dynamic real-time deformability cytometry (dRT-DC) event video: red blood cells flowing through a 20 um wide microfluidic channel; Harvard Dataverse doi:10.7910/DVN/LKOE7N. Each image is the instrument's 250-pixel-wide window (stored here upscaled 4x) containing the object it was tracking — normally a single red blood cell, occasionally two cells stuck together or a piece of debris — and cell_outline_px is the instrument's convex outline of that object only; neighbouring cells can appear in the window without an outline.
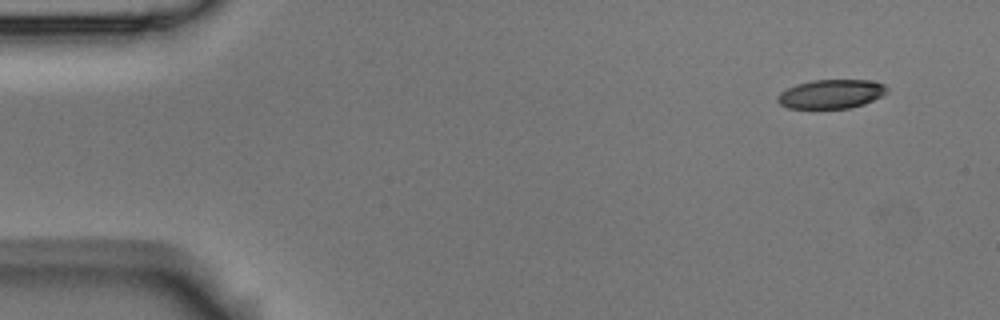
{"species": "Egyptian fruit bat (a non-hibernating species)", "species_latin": "Rousettus aegyptiacus", "temperature_condition": "room temperature", "stored_images_in_passage": 5, "camera_frame_rate_fps": 3000, "um_per_image_px": 0.085, "animal": {"sex": "male"}, "frame": {"image": 1, "passage_image": 1, "time_ms": 0.0, "image_size_px": [1000, 320], "cell_outline_px": [[888, 92], [884, 96], [864, 104], [848, 108], [788, 108], [780, 104], [776, 100], [776, 96], [780, 92], [796, 84], [812, 80], [868, 80], [884, 84], [888, 88]], "centroid_in_image_um": [70.66, 7.99], "position_along_channel_um": 14.3, "area_um2": 18.61}}
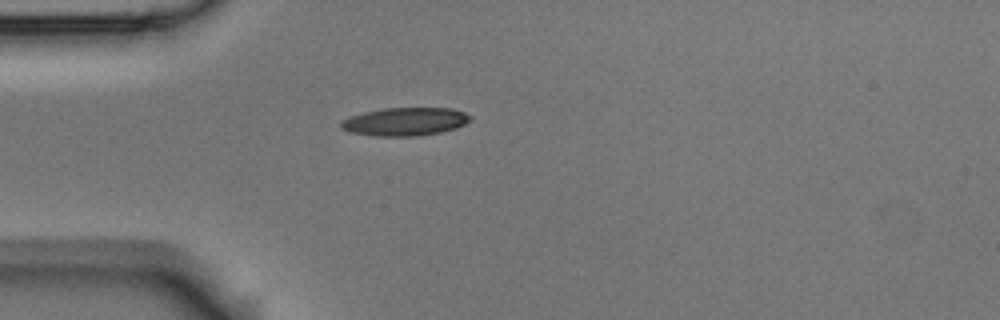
{"frame": {"image": 2, "passage_image": 4, "time_ms": 1.0, "image_size_px": [1000, 320], "cell_outline_px": [[472, 116], [464, 124], [456, 128], [440, 132], [416, 136], [376, 136], [348, 132], [340, 128], [340, 124], [344, 120], [352, 116], [364, 112], [384, 108], [452, 108], [464, 112]], "centroid_in_image_um": [34.42, 10.34], "position_along_channel_um": 50.6, "area_um2": 21.1}}